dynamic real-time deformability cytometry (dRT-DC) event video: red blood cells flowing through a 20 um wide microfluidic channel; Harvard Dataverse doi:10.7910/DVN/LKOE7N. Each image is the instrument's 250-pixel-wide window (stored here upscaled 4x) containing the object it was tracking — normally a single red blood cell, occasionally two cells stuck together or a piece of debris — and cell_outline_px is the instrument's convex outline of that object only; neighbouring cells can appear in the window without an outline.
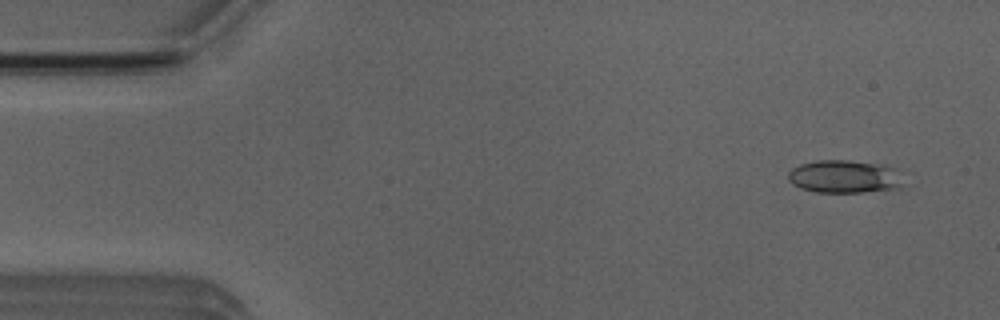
{"species": "Egyptian fruit bat (a non-hibernating species)", "species_latin": "Rousettus aegyptiacus", "temperature_condition": "room temperature", "stored_images_in_passage": 4, "camera_frame_rate_fps": 3000, "um_per_image_px": 0.085, "animal": {"sex": "male"}, "frame": {"image": 1, "passage_image": 1, "time_ms": 0.0, "image_size_px": [1000, 320], "cell_outline_px": [[900, 188], [860, 192], [816, 192], [800, 188], [792, 184], [788, 180], [788, 172], [792, 168], [800, 164], [816, 160], [848, 160], [884, 164], [892, 168], [900, 184]], "centroid_in_image_um": [71.66, 15.0], "position_along_channel_um": 13.3, "area_um2": 21.79}}